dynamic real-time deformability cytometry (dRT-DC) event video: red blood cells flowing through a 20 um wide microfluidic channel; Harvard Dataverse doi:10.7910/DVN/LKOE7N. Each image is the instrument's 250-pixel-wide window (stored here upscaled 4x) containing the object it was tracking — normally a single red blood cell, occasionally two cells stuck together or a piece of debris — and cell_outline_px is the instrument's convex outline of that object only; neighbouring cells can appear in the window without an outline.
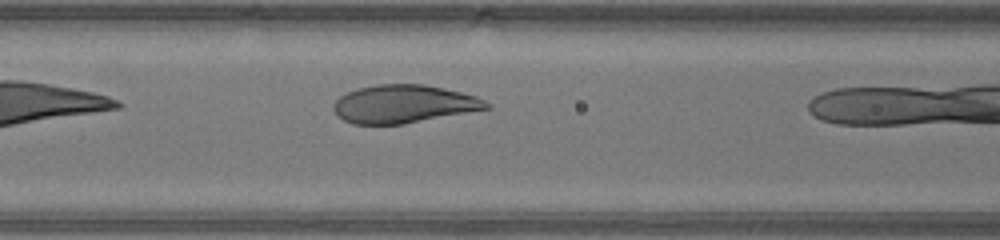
{"species": "human", "species_latin": "Homo sapiens", "temperature_condition": "warm", "stored_images_in_passage": 26, "camera_frame_rate_fps": 3000, "um_per_image_px": 0.085, "donor": {"sex": "male"}, "frame": {"image": 1, "passage_image": 7, "time_ms": 2.0, "image_size_px": [1000, 240], "cell_outline_px": [[492, 108], [404, 124], [352, 124], [336, 116], [332, 108], [332, 104], [340, 96], [348, 92], [360, 88], [376, 84], [424, 84], [444, 88], [476, 96], [492, 104]], "centroid_in_image_um": [34.32, 8.84], "position_along_channel_um": 132.3, "area_um2": 34.1}}
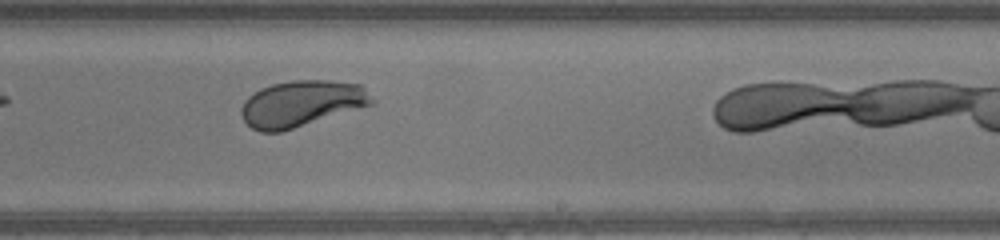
{"frame": {"image": 2, "passage_image": 16, "time_ms": 5.0, "image_size_px": [1000, 240], "cell_outline_px": [[376, 104], [280, 132], [260, 132], [252, 128], [244, 120], [240, 112], [240, 108], [244, 100], [248, 96], [260, 88], [272, 84], [292, 80], [328, 80], [360, 84], [376, 100]], "centroid_in_image_um": [25.64, 8.8], "position_along_channel_um": 263.4, "area_um2": 35.43}}
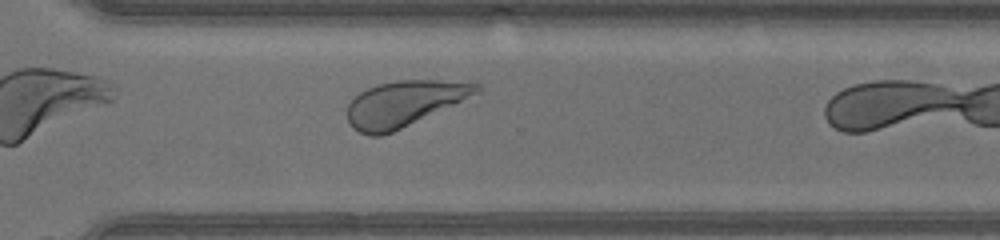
{"frame": {"image": 3, "passage_image": 21, "time_ms": 6.667, "image_size_px": [1000, 240], "cell_outline_px": [[484, 88], [480, 92], [392, 132], [380, 136], [368, 136], [352, 128], [348, 124], [348, 104], [360, 92], [368, 88], [380, 84], [396, 80], [440, 80], [480, 84]], "centroid_in_image_um": [34.33, 8.8], "position_along_channel_um": 336.3, "area_um2": 33.87}}